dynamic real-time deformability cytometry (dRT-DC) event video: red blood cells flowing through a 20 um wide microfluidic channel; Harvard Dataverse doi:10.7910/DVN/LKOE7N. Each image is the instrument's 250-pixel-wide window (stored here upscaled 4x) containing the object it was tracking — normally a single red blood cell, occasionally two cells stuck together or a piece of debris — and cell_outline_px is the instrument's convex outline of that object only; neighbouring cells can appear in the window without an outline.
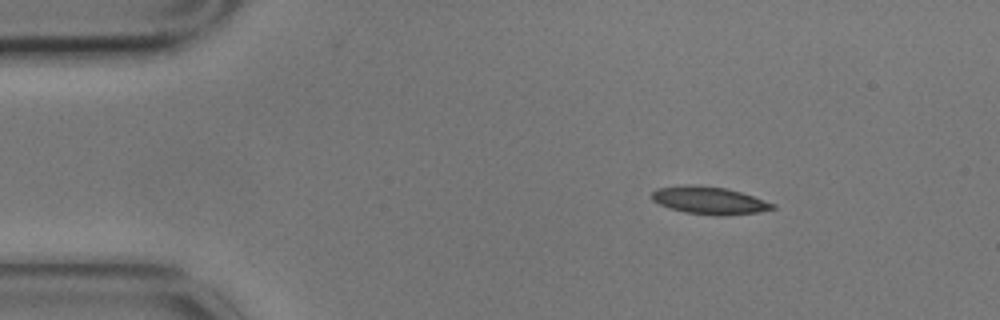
{"species": "common noctule bat (a hibernating species)", "species_latin": "Nyctalus noctula", "temperature_condition": "cold", "stored_images_in_passage": 3, "camera_frame_rate_fps": 3000, "um_per_image_px": 0.085, "animal": {"sex": "male", "body_mass_g": 17.9}, "frame": {"image": 1, "passage_image": 3, "time_ms": 0.667, "image_size_px": [1000, 320], "cell_outline_px": [[776, 208], [756, 212], [728, 216], [716, 216], [684, 212], [668, 208], [652, 200], [652, 192], [656, 188], [684, 184], [688, 184], [724, 188], [740, 192], [776, 204]], "centroid_in_image_um": [60.26, 17.04], "position_along_channel_um": 24.7, "area_um2": 19.42}}